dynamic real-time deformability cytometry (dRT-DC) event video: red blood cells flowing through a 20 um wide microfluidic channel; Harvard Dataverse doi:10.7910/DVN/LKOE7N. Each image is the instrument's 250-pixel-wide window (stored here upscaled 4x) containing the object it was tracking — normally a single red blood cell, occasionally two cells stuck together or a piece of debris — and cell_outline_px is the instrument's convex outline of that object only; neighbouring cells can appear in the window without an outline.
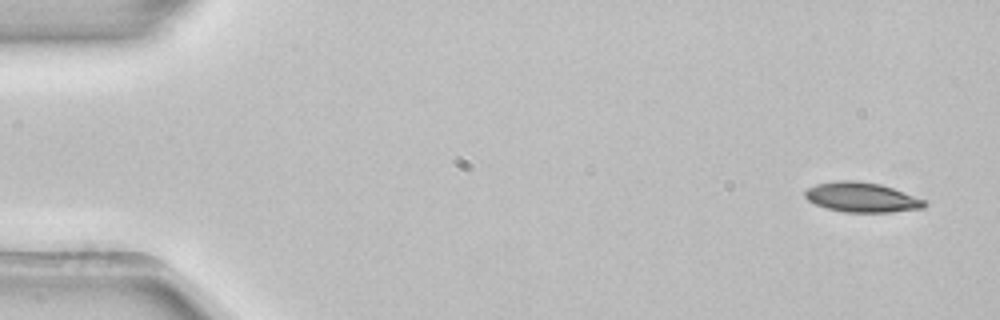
{"species": "common noctule bat (a hibernating species)", "species_latin": "Nyctalus noctula", "temperature_condition": "room temperature", "stored_images_in_passage": 4, "segment_of_instrument_passage": [1, 2], "camera_frame_rate_fps": 3000, "um_per_image_px": 0.085, "animal": {"sex": "female", "body_mass_g": 22.7, "forearm_length_mm": 54.2}, "frame": {"image": 1, "passage_image": 1, "time_ms": 0.0, "image_size_px": [1000, 320], "cell_outline_px": [[928, 204], [924, 208], [892, 212], [844, 212], [828, 208], [816, 204], [808, 200], [804, 196], [804, 192], [808, 188], [816, 184], [840, 180], [856, 180], [880, 184], [892, 188], [924, 200]], "centroid_in_image_um": [73.24, 16.77], "position_along_channel_um": 11.8, "area_um2": 20.58}}
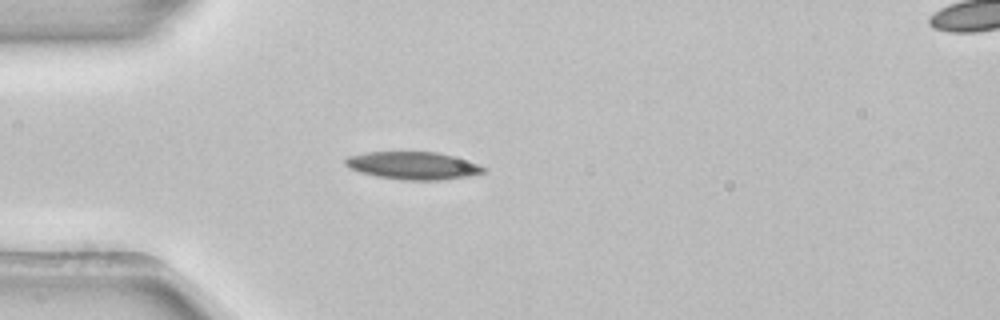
{"frame": {"image": 2, "passage_image": 3, "time_ms": 0.667, "image_size_px": [1000, 320], "cell_outline_px": [[488, 168], [484, 172], [468, 176], [440, 180], [400, 180], [376, 176], [360, 172], [348, 168], [344, 164], [344, 160], [348, 156], [368, 152], [436, 152], [452, 156]], "centroid_in_image_um": [35.06, 14.08], "position_along_channel_um": 49.9, "area_um2": 22.14}}